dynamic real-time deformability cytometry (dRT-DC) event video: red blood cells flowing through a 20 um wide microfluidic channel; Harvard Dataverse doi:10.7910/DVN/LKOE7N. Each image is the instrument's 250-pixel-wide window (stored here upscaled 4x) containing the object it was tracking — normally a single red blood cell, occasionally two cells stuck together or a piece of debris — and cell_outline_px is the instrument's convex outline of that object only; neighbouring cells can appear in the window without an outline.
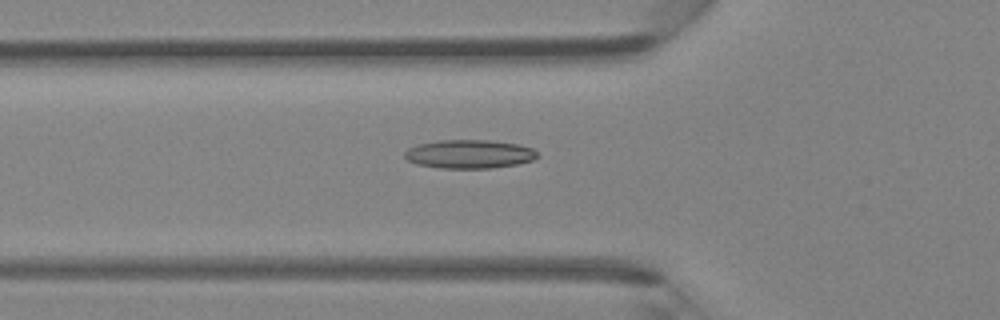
{"species": "Egyptian fruit bat (a non-hibernating species)", "species_latin": "Rousettus aegyptiacus", "temperature_condition": "room temperature", "stored_images_in_passage": 31, "camera_frame_rate_fps": 3000, "um_per_image_px": 0.085, "animal": {"sex": "female"}, "frame": {"image": 1, "passage_image": 2, "time_ms": 0.333, "image_size_px": [1000, 320], "cell_outline_px": [[540, 156], [532, 160], [516, 164], [492, 168], [440, 168], [416, 164], [408, 160], [404, 156], [404, 152], [408, 148], [416, 144], [440, 140], [488, 140], [516, 144], [532, 148]], "centroid_in_image_um": [39.86, 13.09], "position_along_channel_um": 85.9, "area_um2": 22.14}}
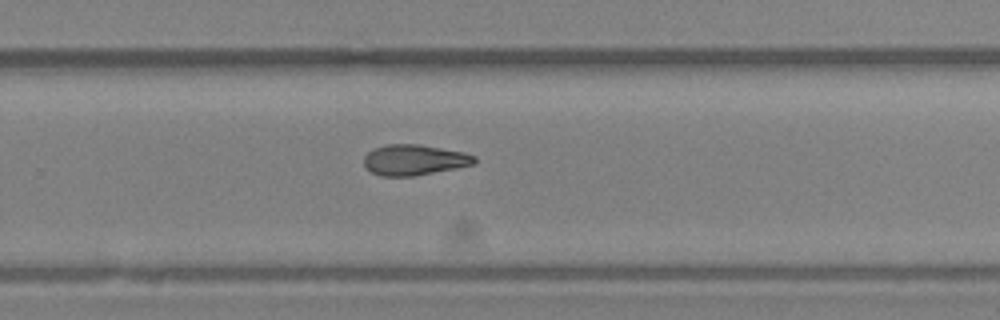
{"frame": {"image": 2, "passage_image": 16, "time_ms": 5.0, "image_size_px": [1000, 320], "cell_outline_px": [[476, 164], [456, 168], [412, 176], [380, 176], [364, 168], [364, 156], [368, 152], [376, 148], [388, 144], [420, 144], [464, 152], [476, 156]], "centroid_in_image_um": [35.22, 13.59], "position_along_channel_um": 294.6, "area_um2": 19.77}}
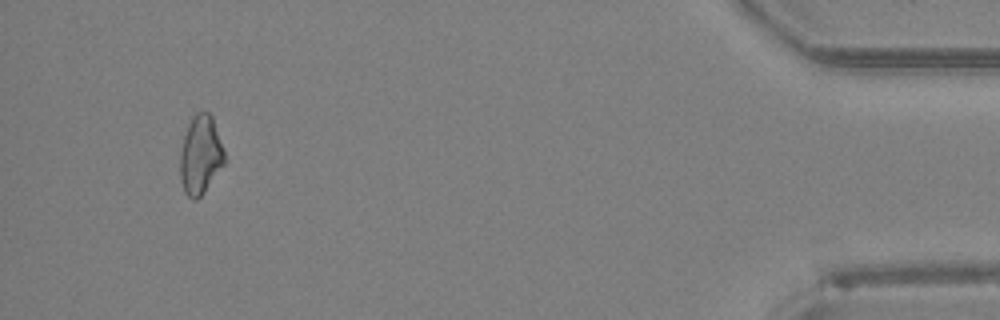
{"frame": {"image": 3, "passage_image": 29, "time_ms": 9.333, "image_size_px": [1000, 320], "cell_outline_px": [[224, 164], [204, 192], [196, 200], [192, 200], [184, 192], [180, 180], [180, 152], [184, 136], [188, 124], [192, 116], [196, 112], [208, 112], [212, 116], [224, 152]], "centroid_in_image_um": [17.02, 13.18], "position_along_channel_um": 418.2, "area_um2": 20.23}}